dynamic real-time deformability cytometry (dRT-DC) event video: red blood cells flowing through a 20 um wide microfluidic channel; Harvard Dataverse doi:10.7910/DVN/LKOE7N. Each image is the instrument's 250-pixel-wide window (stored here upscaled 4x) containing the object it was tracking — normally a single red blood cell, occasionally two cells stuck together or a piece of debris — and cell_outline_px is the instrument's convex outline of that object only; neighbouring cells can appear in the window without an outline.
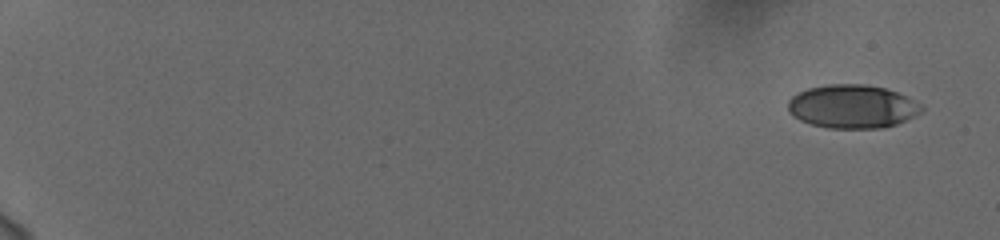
{"species": "human", "species_latin": "Homo sapiens", "temperature_condition": "cold", "stored_images_in_passage": 56, "camera_frame_rate_fps": 3000, "um_per_image_px": 0.085, "donor": {"sex": "female"}, "frame": {"image": 1, "passage_image": 1, "time_ms": 0.0, "image_size_px": [1000, 240], "cell_outline_px": [[924, 108], [920, 112], [896, 124], [880, 128], [828, 128], [812, 124], [800, 120], [792, 116], [788, 112], [788, 100], [796, 92], [808, 88], [828, 84], [864, 84], [884, 88], [896, 92], [920, 104]], "centroid_in_image_um": [72.38, 9.05], "position_along_channel_um": 12.6, "area_um2": 33.64}}
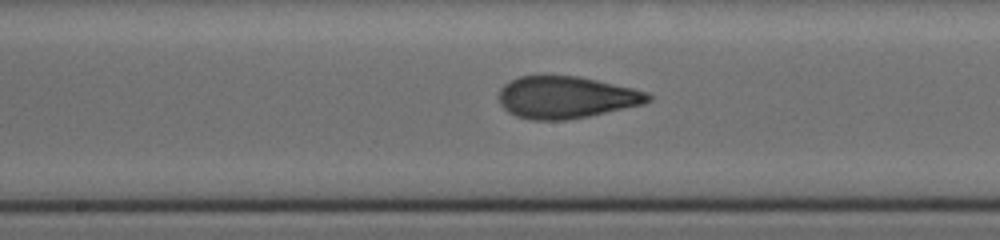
{"frame": {"image": 2, "passage_image": 32, "time_ms": 10.333, "image_size_px": [1000, 240], "cell_outline_px": [[652, 100], [644, 104], [588, 116], [564, 120], [532, 120], [516, 116], [508, 112], [500, 104], [496, 96], [500, 88], [504, 84], [520, 76], [580, 76], [632, 88], [648, 92], [652, 96]], "centroid_in_image_um": [48.1, 8.27], "position_along_channel_um": 200.1, "area_um2": 36.7}}
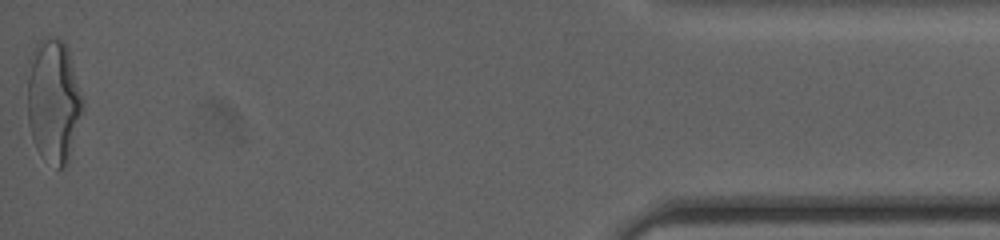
{"frame": {"image": 3, "passage_image": 56, "time_ms": 18.333, "image_size_px": [1000, 240], "cell_outline_px": [[84, 104], [68, 164], [64, 168], [56, 168], [36, 148], [28, 124], [28, 60], [32, 48], [44, 36], [48, 36], [60, 40], [68, 48], [84, 100]], "centroid_in_image_um": [4.55, 8.54], "position_along_channel_um": 430.7, "area_um2": 40.06}, "authors_computed_cell_mechanics": {"area_um2": 35.547, "velocity_mm_per_s": 3.7528, "shape_relaxation_time_tau1_ms": 8.1922, "shape_relaxation_time_tau2_ms": 1.0592, "deformation_change_tau1": 0.2191, "deformation_change_tau2": 0.0778}}